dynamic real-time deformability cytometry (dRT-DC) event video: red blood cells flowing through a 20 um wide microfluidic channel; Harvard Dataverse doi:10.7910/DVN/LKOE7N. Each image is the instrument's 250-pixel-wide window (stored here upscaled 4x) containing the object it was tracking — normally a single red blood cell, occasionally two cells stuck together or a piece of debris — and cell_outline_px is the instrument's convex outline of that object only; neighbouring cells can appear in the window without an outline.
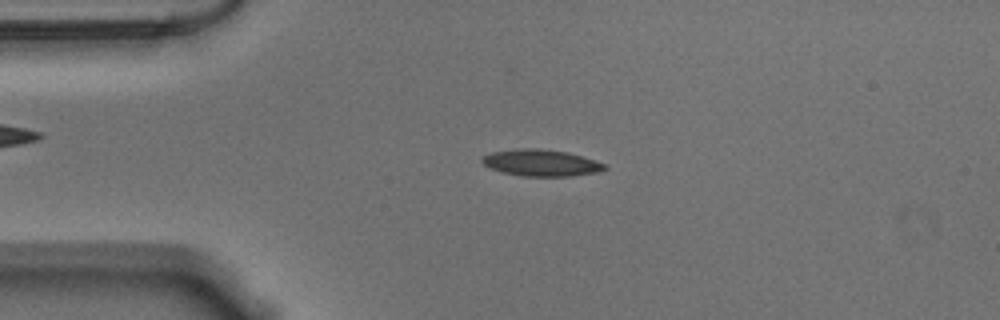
{"species": "Egyptian fruit bat (a non-hibernating species)", "species_latin": "Rousettus aegyptiacus", "temperature_condition": "warm", "stored_images_in_passage": 55, "camera_frame_rate_fps": 3000, "um_per_image_px": 0.085, "animal": {"sex": "male"}, "frame": {"image": 1, "passage_image": 12, "time_ms": 3.667, "image_size_px": [1000, 320], "cell_outline_px": [[608, 168], [596, 172], [572, 176], [520, 176], [504, 172], [492, 168], [484, 164], [480, 160], [484, 156], [492, 152], [520, 148], [540, 148], [568, 152], [608, 164]], "centroid_in_image_um": [46.04, 13.83], "position_along_channel_um": 39.0, "area_um2": 18.96}}
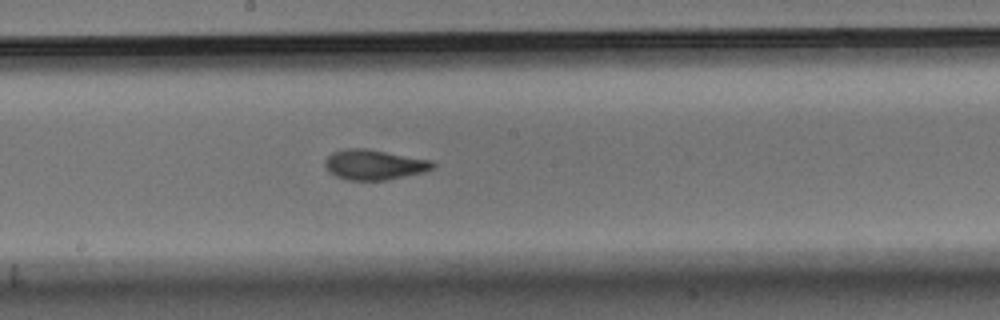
{"frame": {"image": 2, "passage_image": 29, "time_ms": 9.333, "image_size_px": [1000, 320], "cell_outline_px": [[436, 164], [432, 168], [424, 172], [388, 180], [348, 180], [336, 176], [328, 172], [324, 164], [328, 156], [332, 152], [348, 148], [364, 148], [432, 160]], "centroid_in_image_um": [31.8, 14.0], "position_along_channel_um": 216.4, "area_um2": 18.9}}
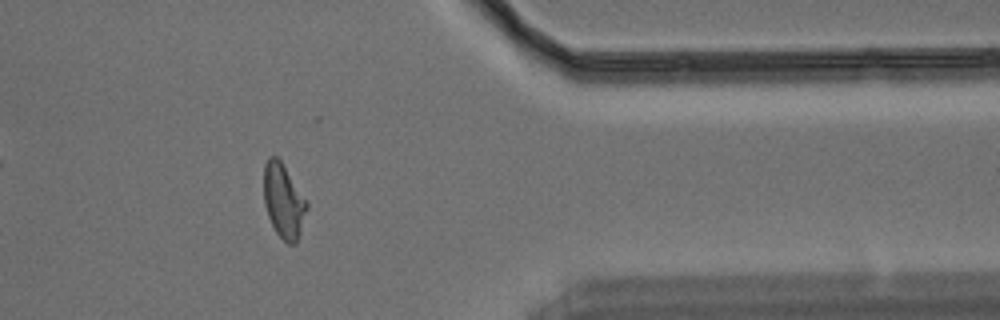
{"frame": {"image": 3, "passage_image": 45, "time_ms": 14.667, "image_size_px": [1000, 320], "cell_outline_px": [[308, 208], [296, 244], [288, 244], [276, 232], [268, 216], [264, 204], [264, 164], [268, 156], [276, 156], [280, 160], [308, 204]], "centroid_in_image_um": [24.09, 17.08], "position_along_channel_um": 387.3, "area_um2": 18.32}, "authors_computed_cell_mechanics": {"area_um2": 18.3226, "velocity_mm_per_s": 3.5602, "shape_relaxation_time_tau1_ms": 5.8203, "shape_relaxation_time_tau2_ms": 1.4294, "deformation_change_tau1": 0.2117, "deformation_change_tau2": 0.0738}}